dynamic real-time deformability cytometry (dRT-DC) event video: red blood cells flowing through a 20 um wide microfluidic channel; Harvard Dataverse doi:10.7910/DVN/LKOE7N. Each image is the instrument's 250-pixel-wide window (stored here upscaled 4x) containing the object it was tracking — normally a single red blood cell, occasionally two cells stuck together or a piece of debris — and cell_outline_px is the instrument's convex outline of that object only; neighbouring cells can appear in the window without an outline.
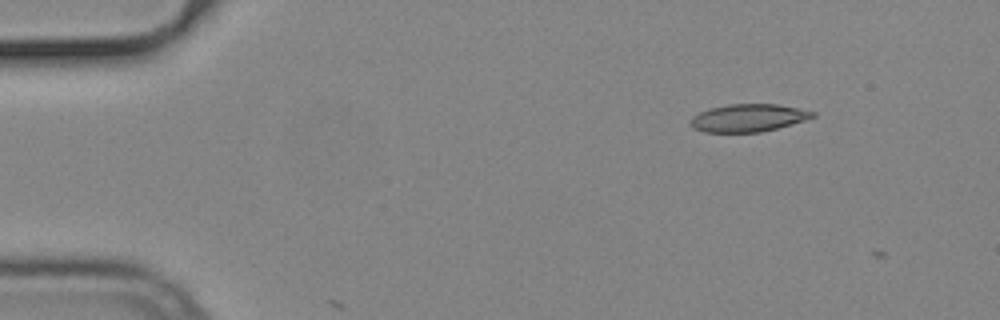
{"species": "common noctule bat (a hibernating species)", "species_latin": "Nyctalus noctula", "temperature_condition": "cold", "stored_images_in_passage": 2, "camera_frame_rate_fps": 3000, "um_per_image_px": 0.085, "animal": {"sex": "male", "body_mass_g": 19.2, "forearm_length_mm": 51.8}, "frame": {"image": 1, "passage_image": 1, "time_ms": 0.0, "image_size_px": [1000, 320], "cell_outline_px": [[816, 116], [804, 120], [776, 128], [760, 132], [704, 132], [692, 128], [688, 124], [688, 120], [692, 116], [700, 112], [712, 108], [728, 104], [776, 104], [816, 112]], "centroid_in_image_um": [63.54, 10.02], "position_along_channel_um": 21.5, "area_um2": 19.59}}